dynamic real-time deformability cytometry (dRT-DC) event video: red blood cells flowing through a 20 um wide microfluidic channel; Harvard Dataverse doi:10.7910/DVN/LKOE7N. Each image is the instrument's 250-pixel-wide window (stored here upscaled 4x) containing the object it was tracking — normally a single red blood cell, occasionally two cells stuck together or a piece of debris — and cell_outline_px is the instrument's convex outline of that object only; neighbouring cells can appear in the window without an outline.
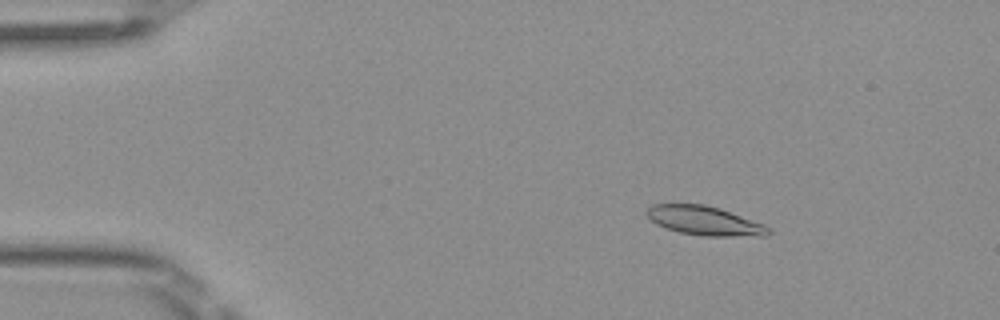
{"species": "Egyptian fruit bat (a non-hibernating species)", "species_latin": "Rousettus aegyptiacus", "temperature_condition": "room temperature", "stored_images_in_passage": 5, "camera_frame_rate_fps": 3000, "um_per_image_px": 0.085, "frame": {"image": 1, "passage_image": 3, "time_ms": 0.667, "image_size_px": [1000, 320], "cell_outline_px": [[772, 232], [768, 236], [704, 236], [680, 232], [664, 228], [656, 224], [644, 212], [652, 204], [704, 204], [720, 208], [764, 224], [772, 228]], "centroid_in_image_um": [59.92, 18.77], "position_along_channel_um": 25.1, "area_um2": 20.81}}